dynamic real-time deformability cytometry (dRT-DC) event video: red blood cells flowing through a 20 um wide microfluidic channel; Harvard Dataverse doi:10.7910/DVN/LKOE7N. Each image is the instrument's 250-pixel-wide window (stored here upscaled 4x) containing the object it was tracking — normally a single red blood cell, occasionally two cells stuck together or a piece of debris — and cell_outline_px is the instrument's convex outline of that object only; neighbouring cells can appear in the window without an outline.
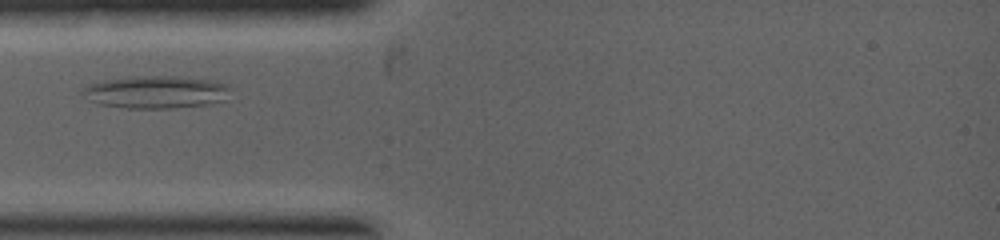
{"species": "common noctule bat (a hibernating species)", "species_latin": "Nyctalus noctula", "temperature_condition": "warm", "stored_images_in_passage": 2, "camera_frame_rate_fps": 5000, "um_per_image_px": 0.085, "animal": {"sex": "female", "body_mass_g": 19.0, "forearm_length_mm": 53.3}, "frame": {"image": 1, "passage_image": 2, "time_ms": 0.8, "image_size_px": [1000, 240], "cell_outline_px": [[232, 88], [224, 100], [208, 104], [172, 108], [128, 108], [100, 104], [88, 100], [80, 92], [88, 84], [104, 80], [136, 76], [176, 76], [208, 80], [228, 84]], "centroid_in_image_um": [13.25, 7.82], "position_along_channel_um": 71.8, "area_um2": 28.03}}